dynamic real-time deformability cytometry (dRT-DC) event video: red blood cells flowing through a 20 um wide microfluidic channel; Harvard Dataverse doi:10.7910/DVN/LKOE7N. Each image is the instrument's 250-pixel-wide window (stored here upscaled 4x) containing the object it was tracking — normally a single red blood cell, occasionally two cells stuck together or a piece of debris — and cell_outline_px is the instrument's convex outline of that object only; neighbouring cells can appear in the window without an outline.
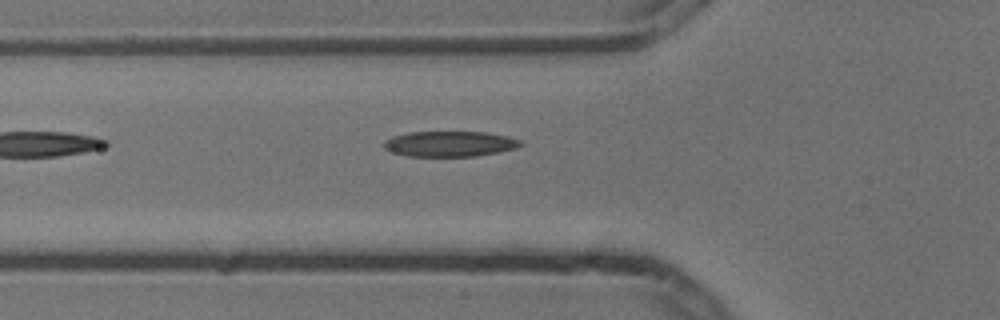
{"species": "common noctule bat (a hibernating species)", "species_latin": "Nyctalus noctula", "temperature_condition": "cold", "stored_images_in_passage": 2, "camera_frame_rate_fps": 3000, "um_per_image_px": 0.085, "animal": {"sex": "male", "body_mass_g": 13.3}, "frame": {"image": 1, "passage_image": 2, "time_ms": 0.333, "image_size_px": [1000, 320], "cell_outline_px": [[524, 144], [516, 148], [476, 156], [408, 156], [392, 152], [384, 148], [384, 140], [392, 136], [408, 132], [488, 132], [508, 136], [520, 140]], "centroid_in_image_um": [38.22, 12.22], "position_along_channel_um": 87.6, "area_um2": 20.29}}